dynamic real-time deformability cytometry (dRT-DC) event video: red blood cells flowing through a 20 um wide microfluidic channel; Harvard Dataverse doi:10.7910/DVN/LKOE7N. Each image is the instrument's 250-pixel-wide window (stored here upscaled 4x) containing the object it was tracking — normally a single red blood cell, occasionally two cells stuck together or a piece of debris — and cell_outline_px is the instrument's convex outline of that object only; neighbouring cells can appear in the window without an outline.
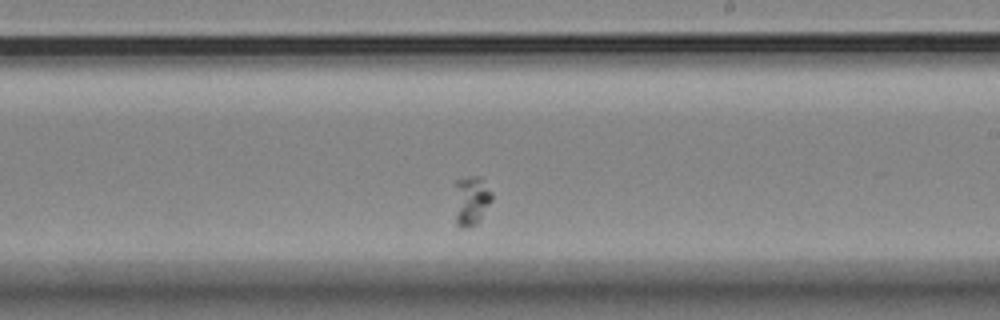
{"species": "Egyptian fruit bat (a non-hibernating species)", "species_latin": "Rousettus aegyptiacus", "temperature_condition": "room temperature", "stored_images_in_passage": 54, "segment_of_instrument_passage": [1, 2], "camera_frame_rate_fps": 3000, "um_per_image_px": 0.085, "animal": {"sex": "female"}, "frame": {"image": 1, "passage_image": 29, "time_ms": 9.333, "image_size_px": [1000, 320], "cell_outline_px": [[492, 200], [476, 224], [464, 228], [460, 228], [456, 224], [456, 180], [468, 176], [480, 176], [492, 192]], "centroid_in_image_um": [40.06, 17.03], "position_along_channel_um": 248.9, "area_um2": 10.58}}